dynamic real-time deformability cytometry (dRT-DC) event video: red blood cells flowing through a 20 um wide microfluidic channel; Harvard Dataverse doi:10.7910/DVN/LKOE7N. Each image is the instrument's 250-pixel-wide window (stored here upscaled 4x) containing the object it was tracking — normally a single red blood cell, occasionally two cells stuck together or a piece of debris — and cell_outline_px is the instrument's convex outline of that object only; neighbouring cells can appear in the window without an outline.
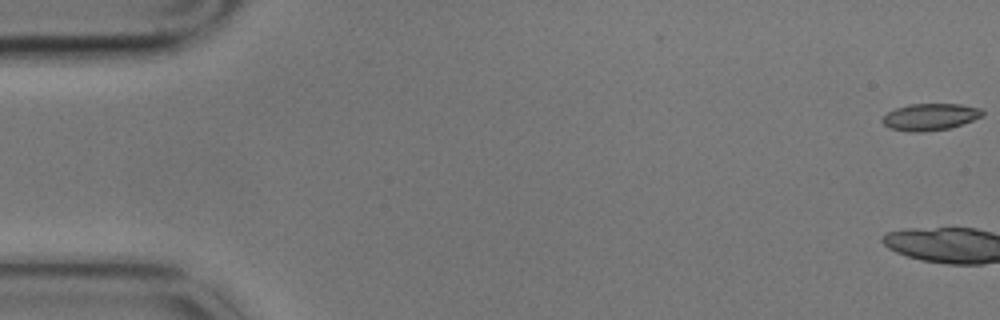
{"species": "common noctule bat (a hibernating species)", "species_latin": "Nyctalus noctula", "temperature_condition": "cold", "stored_images_in_passage": 7, "camera_frame_rate_fps": 3000, "um_per_image_px": 0.085, "animal": {"sex": "male", "body_mass_g": 17.9}, "frame": {"image": 1, "passage_image": 1, "time_ms": 0.0, "image_size_px": [1000, 320], "cell_outline_px": [[984, 116], [948, 128], [920, 132], [912, 132], [888, 128], [880, 120], [888, 112], [896, 108], [908, 104], [960, 104], [980, 108], [984, 112]], "centroid_in_image_um": [79.04, 9.93], "position_along_channel_um": 6.0, "area_um2": 15.55}}